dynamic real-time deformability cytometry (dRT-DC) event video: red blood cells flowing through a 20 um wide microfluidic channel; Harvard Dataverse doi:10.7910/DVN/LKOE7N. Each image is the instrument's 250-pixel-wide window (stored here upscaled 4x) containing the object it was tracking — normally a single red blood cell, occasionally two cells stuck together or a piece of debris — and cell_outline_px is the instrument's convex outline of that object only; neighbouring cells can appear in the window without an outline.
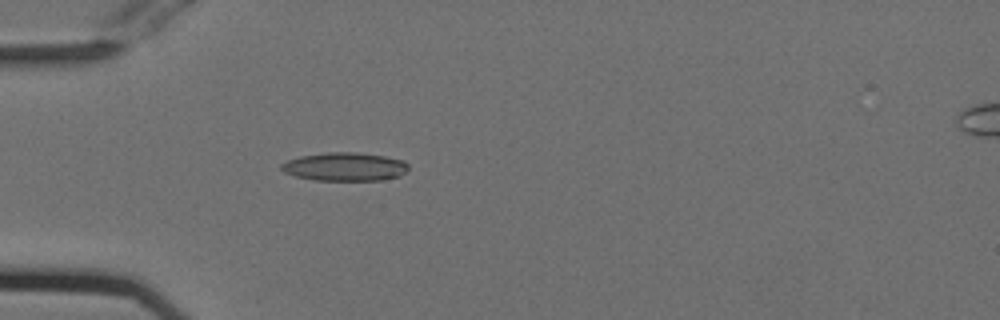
{"species": "Egyptian fruit bat (a non-hibernating species)", "species_latin": "Rousettus aegyptiacus", "temperature_condition": "cold", "stored_images_in_passage": 48, "camera_frame_rate_fps": 3000, "um_per_image_px": 0.085, "animal": {"sex": "female"}, "frame": {"image": 1, "passage_image": 10, "time_ms": 3.0, "image_size_px": [1000, 320], "cell_outline_px": [[408, 168], [400, 176], [380, 180], [312, 180], [296, 176], [284, 172], [280, 168], [280, 164], [288, 160], [300, 156], [328, 152], [356, 152], [384, 156], [404, 160], [408, 164]], "centroid_in_image_um": [29.3, 14.17], "position_along_channel_um": 55.7, "area_um2": 21.04}}
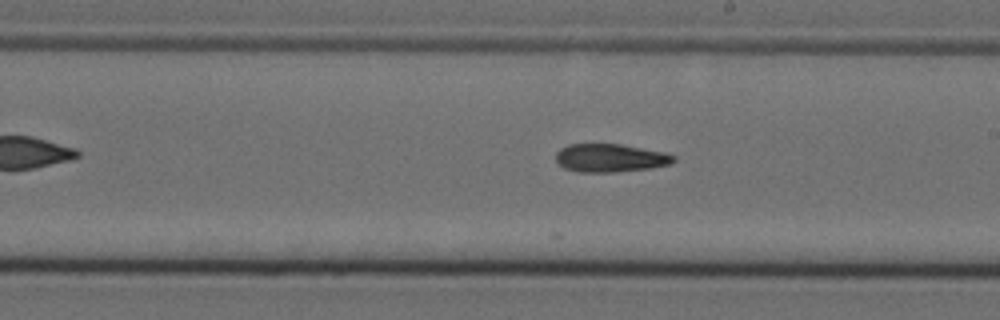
{"frame": {"image": 2, "passage_image": 25, "time_ms": 8.0, "image_size_px": [1000, 320], "cell_outline_px": [[676, 160], [672, 164], [652, 168], [612, 172], [576, 172], [564, 168], [556, 160], [556, 152], [560, 148], [568, 144], [620, 144], [664, 152], [676, 156]], "centroid_in_image_um": [51.88, 13.43], "position_along_channel_um": 237.1, "area_um2": 19.48}}
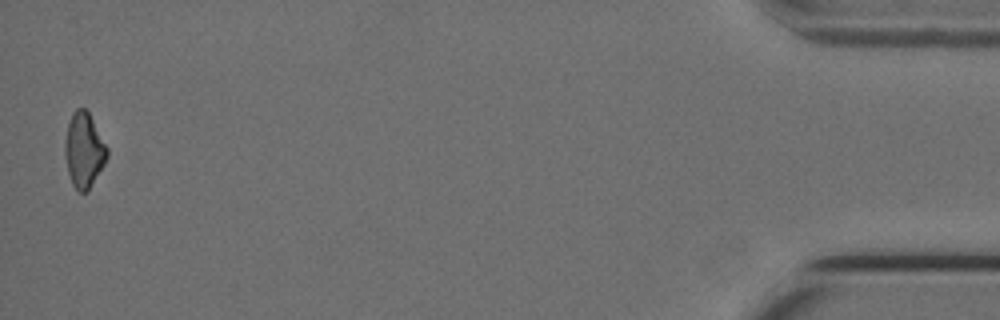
{"frame": {"image": 3, "passage_image": 47, "time_ms": 15.333, "image_size_px": [1000, 320], "cell_outline_px": [[108, 156], [104, 164], [88, 192], [80, 192], [72, 184], [68, 172], [64, 152], [64, 144], [68, 124], [72, 112], [76, 108], [84, 108], [88, 112], [108, 148]], "centroid_in_image_um": [7.13, 12.77], "position_along_channel_um": 428.1, "area_um2": 18.32}}